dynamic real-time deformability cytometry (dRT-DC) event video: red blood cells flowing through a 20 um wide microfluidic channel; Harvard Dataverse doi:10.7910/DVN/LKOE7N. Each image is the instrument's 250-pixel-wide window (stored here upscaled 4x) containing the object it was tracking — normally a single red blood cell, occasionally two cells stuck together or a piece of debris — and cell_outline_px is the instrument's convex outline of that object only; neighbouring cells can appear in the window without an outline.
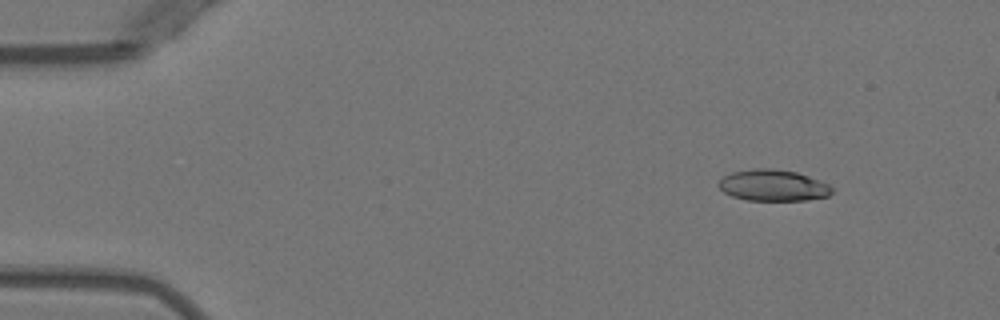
{"species": "Egyptian fruit bat (a non-hibernating species)", "species_latin": "Rousettus aegyptiacus", "temperature_condition": "warm", "stored_images_in_passage": 5, "camera_frame_rate_fps": 3000, "um_per_image_px": 0.085, "animal": {"sex": "female"}, "frame": {"image": 1, "passage_image": 2, "time_ms": 1.0, "image_size_px": [1000, 320], "cell_outline_px": [[832, 192], [828, 196], [804, 200], [748, 200], [732, 196], [724, 192], [716, 184], [724, 176], [732, 172], [756, 168], [772, 168], [796, 172], [820, 180], [828, 184], [832, 188]], "centroid_in_image_um": [65.7, 15.75], "position_along_channel_um": 19.3, "area_um2": 20.58}}